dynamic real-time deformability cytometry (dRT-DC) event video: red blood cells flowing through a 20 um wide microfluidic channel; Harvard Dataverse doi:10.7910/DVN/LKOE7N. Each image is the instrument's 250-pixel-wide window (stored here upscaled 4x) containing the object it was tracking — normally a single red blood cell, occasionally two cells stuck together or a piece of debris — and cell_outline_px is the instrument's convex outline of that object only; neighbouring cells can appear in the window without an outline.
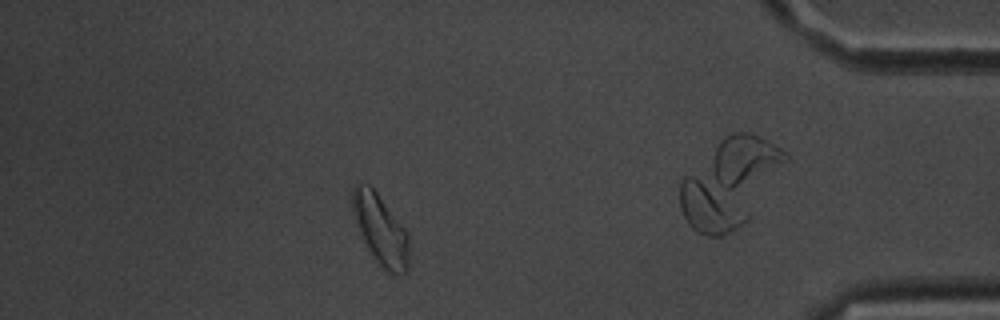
{"species": "common noctule bat (a hibernating species)", "species_latin": "Nyctalus noctula", "temperature_condition": "room temperature", "stored_images_in_passage": 37, "camera_frame_rate_fps": 3000, "um_per_image_px": 0.085, "animal": {"sex": "male", "body_mass_g": 20.1, "forearm_length_mm": 53.5}, "frame": {"image": 1, "passage_image": 30, "time_ms": 9.667, "image_size_px": [1000, 320], "cell_outline_px": [[408, 272], [400, 276], [396, 276], [388, 272], [380, 264], [368, 248], [360, 232], [352, 212], [352, 188], [360, 180], [368, 184], [376, 192], [408, 232]], "centroid_in_image_um": [32.35, 19.51], "position_along_channel_um": 402.9, "area_um2": 23.0}}